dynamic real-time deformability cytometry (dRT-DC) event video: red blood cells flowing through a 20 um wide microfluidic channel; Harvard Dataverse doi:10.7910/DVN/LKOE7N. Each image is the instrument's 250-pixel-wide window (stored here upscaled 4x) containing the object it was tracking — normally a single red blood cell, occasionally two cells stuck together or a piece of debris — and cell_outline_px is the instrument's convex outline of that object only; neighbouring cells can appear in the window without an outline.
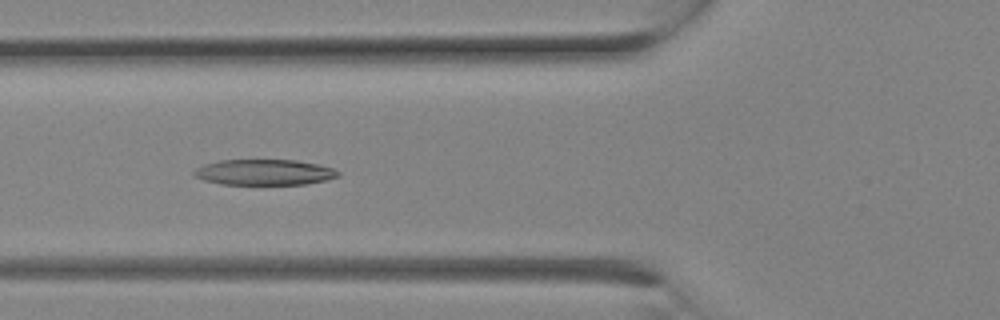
{"species": "Egyptian fruit bat (a non-hibernating species)", "species_latin": "Rousettus aegyptiacus", "temperature_condition": "room temperature", "stored_images_in_passage": 13, "camera_frame_rate_fps": 3000, "um_per_image_px": 0.085, "animal": {"sex": "female"}, "frame": {"image": 1, "passage_image": 10, "time_ms": 3.0, "image_size_px": [1000, 320], "cell_outline_px": [[340, 176], [324, 180], [304, 184], [220, 184], [204, 180], [192, 176], [192, 172], [196, 168], [204, 164], [220, 160], [296, 160], [320, 164], [332, 168], [340, 172]], "centroid_in_image_um": [22.44, 14.63], "position_along_channel_um": 103.4, "area_um2": 21.62}}
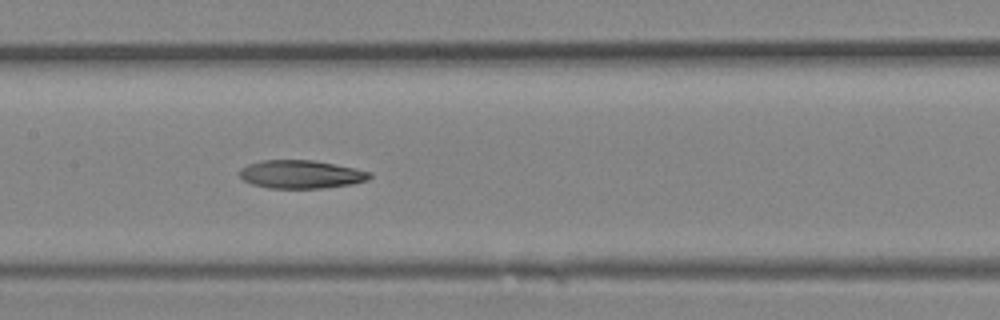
{"frame": {"image": 2, "passage_image": 13, "time_ms": 4.0, "image_size_px": [1000, 320], "cell_outline_px": [[372, 176], [368, 180], [352, 184], [324, 188], [268, 188], [252, 184], [244, 180], [240, 176], [240, 168], [248, 164], [260, 160], [312, 160], [356, 168], [372, 172]], "centroid_in_image_um": [25.6, 14.81], "position_along_channel_um": 181.8, "area_um2": 21.5}}